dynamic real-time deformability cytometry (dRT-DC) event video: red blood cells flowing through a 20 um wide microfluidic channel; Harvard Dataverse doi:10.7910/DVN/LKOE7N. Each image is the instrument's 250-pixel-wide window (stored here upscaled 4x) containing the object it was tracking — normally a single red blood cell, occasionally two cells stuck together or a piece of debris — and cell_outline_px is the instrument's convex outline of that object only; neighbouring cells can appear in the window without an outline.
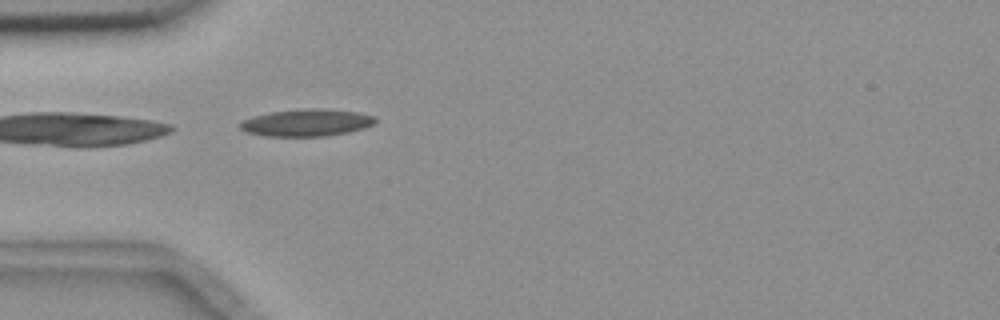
{"species": "common noctule bat (a hibernating species)", "species_latin": "Nyctalus noctula", "temperature_condition": "room temperature", "stored_images_in_passage": 2, "camera_frame_rate_fps": 3000, "um_per_image_px": 0.085, "animal": {"sex": "female", "body_mass_g": 18.4}, "frame": {"image": 1, "passage_image": 2, "time_ms": 3.333, "image_size_px": [1000, 320], "cell_outline_px": [[376, 120], [372, 124], [364, 128], [348, 132], [328, 136], [264, 136], [248, 132], [240, 128], [240, 124], [244, 120], [252, 116], [272, 112], [308, 108], [316, 108], [356, 112], [376, 116]], "centroid_in_image_um": [26.07, 10.43], "position_along_channel_um": 58.9, "area_um2": 21.15}}